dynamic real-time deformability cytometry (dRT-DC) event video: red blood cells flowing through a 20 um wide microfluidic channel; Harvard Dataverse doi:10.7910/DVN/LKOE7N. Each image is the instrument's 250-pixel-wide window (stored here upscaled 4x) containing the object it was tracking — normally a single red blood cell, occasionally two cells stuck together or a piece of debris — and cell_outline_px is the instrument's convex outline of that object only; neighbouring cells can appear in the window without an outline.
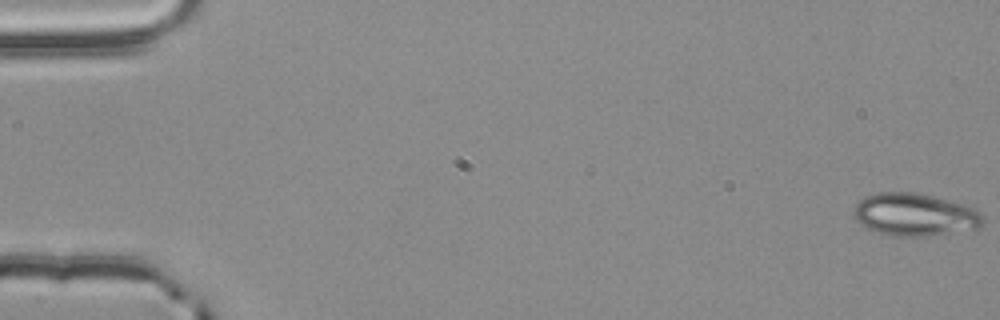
{"species": "common noctule bat (a hibernating species)", "species_latin": "Nyctalus noctula", "temperature_condition": "room temperature", "stored_images_in_passage": 56, "camera_frame_rate_fps": 3000, "um_per_image_px": 0.085, "animal": {"sex": "male", "body_mass_g": 20.4}, "frame": {"image": 1, "passage_image": 1, "time_ms": 0.0, "image_size_px": [1000, 320], "cell_outline_px": [[984, 224], [976, 228], [928, 236], [892, 236], [868, 228], [856, 220], [852, 212], [852, 208], [864, 196], [876, 192], [916, 192], [964, 204], [976, 208], [984, 216]], "centroid_in_image_um": [77.75, 18.23], "position_along_channel_um": 7.2, "area_um2": 32.19}}
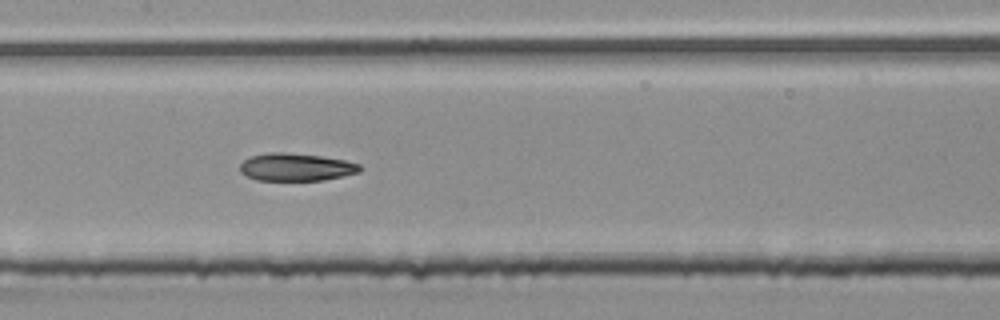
{"frame": {"image": 2, "passage_image": 28, "time_ms": 9.0, "image_size_px": [1000, 320], "cell_outline_px": [[360, 172], [344, 176], [324, 180], [256, 180], [240, 172], [240, 164], [244, 160], [252, 156], [268, 152], [288, 152], [320, 156], [344, 160], [360, 164]], "centroid_in_image_um": [25.16, 14.2], "position_along_channel_um": 182.2, "area_um2": 19.31}}
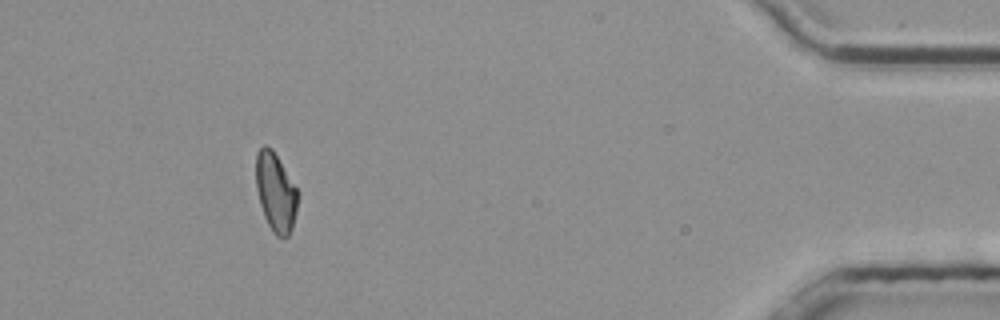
{"frame": {"image": 3, "passage_image": 51, "time_ms": 16.667, "image_size_px": [1000, 320], "cell_outline_px": [[300, 192], [296, 212], [292, 228], [288, 236], [276, 236], [272, 232], [264, 216], [260, 204], [256, 188], [256, 152], [264, 144], [272, 148]], "centroid_in_image_um": [23.44, 16.32], "position_along_channel_um": 411.8, "area_um2": 19.42}, "authors_computed_cell_mechanics": {"area_um2": 19.8543, "velocity_mm_per_s": 3.8282, "shape_relaxation_time_tau1_ms": 3.726, "shape_relaxation_time_tau2_ms": 4.7898, "deformation_change_tau1": 0.1437, "deformation_change_tau2": 0.1204}}